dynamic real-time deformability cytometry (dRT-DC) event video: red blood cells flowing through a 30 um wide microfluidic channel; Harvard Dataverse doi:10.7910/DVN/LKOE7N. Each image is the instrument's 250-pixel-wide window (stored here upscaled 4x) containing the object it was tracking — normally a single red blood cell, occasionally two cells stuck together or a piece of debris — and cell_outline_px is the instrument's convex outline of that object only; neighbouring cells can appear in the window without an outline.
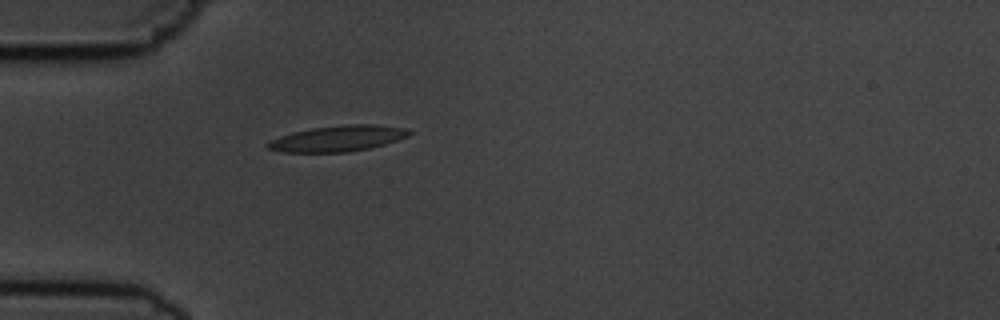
{"species": "common noctule bat (a hibernating species)", "species_latin": "Nyctalus noctula", "temperature_condition": "cold", "stored_images_in_passage": 1, "camera_frame_rate_fps": 3000, "um_per_image_px": 0.085, "animal": {"sex": "male", "body_mass_g": 19.5, "forearm_length_mm": 54.6}, "frame": {"image": 1, "passage_image": 1, "time_ms": 0.0, "image_size_px": [1000, 320], "cell_outline_px": [[412, 132], [408, 136], [384, 144], [368, 148], [348, 152], [284, 152], [268, 148], [264, 144], [272, 140], [296, 132], [312, 128], [348, 124], [372, 124], [404, 128]], "centroid_in_image_um": [28.74, 11.77], "position_along_channel_um": 56.3, "area_um2": 20.81}}